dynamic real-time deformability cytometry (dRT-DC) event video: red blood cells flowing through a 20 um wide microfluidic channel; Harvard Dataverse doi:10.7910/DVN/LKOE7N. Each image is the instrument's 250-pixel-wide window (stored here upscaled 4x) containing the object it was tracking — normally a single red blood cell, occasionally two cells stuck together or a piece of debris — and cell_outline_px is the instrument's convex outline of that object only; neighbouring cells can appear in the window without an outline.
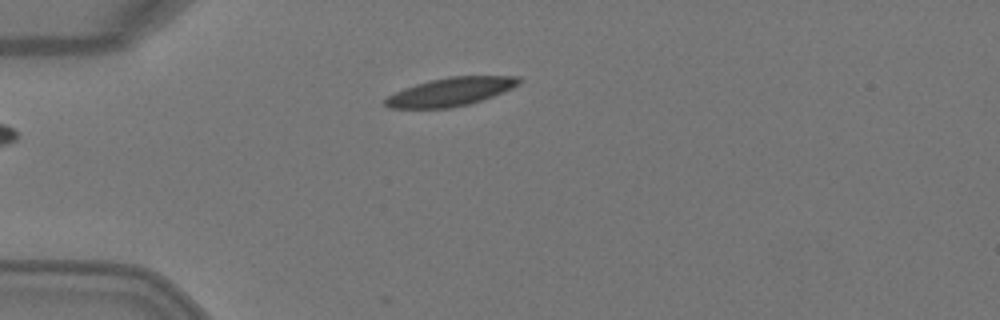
{"species": "Egyptian fruit bat (a non-hibernating species)", "species_latin": "Rousettus aegyptiacus", "temperature_condition": "warm", "stored_images_in_passage": 2, "camera_frame_rate_fps": 3000, "um_per_image_px": 0.085, "animal": {"sex": "female"}, "frame": {"image": 1, "passage_image": 2, "time_ms": 0.333, "image_size_px": [1000, 320], "cell_outline_px": [[524, 80], [520, 84], [512, 88], [492, 96], [468, 104], [448, 108], [388, 108], [384, 104], [384, 100], [388, 96], [404, 88], [428, 80], [448, 76], [520, 76]], "centroid_in_image_um": [38.32, 7.79], "position_along_channel_um": 46.7, "area_um2": 22.08}}